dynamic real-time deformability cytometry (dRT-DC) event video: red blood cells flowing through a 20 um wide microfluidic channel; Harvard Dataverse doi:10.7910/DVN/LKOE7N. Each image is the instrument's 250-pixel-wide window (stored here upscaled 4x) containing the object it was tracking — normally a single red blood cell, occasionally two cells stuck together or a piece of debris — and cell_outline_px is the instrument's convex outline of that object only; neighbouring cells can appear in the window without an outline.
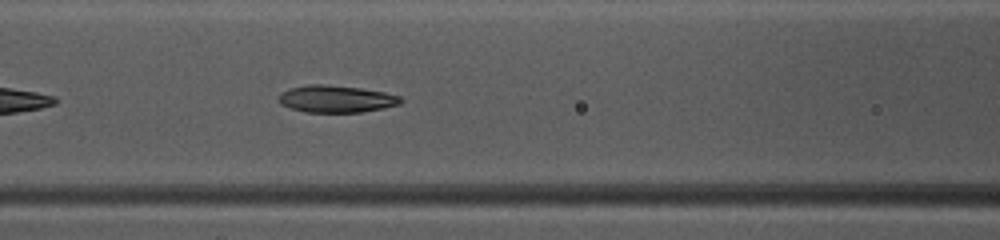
{"species": "common noctule bat (a hibernating species)", "species_latin": "Nyctalus noctula", "temperature_condition": "warm", "stored_images_in_passage": 29, "camera_frame_rate_fps": 3000, "um_per_image_px": 0.085, "animal": {"sex": "female", "body_mass_g": 10.0, "forearm_length_mm": 53.1}, "frame": {"image": 1, "passage_image": 8, "time_ms": 2.333, "image_size_px": [1000, 240], "cell_outline_px": [[404, 100], [400, 104], [384, 108], [360, 112], [304, 112], [280, 104], [280, 96], [288, 88], [308, 84], [324, 84], [360, 88], [384, 92], [400, 96]], "centroid_in_image_um": [28.61, 8.4], "position_along_channel_um": 138.0, "area_um2": 19.19}}
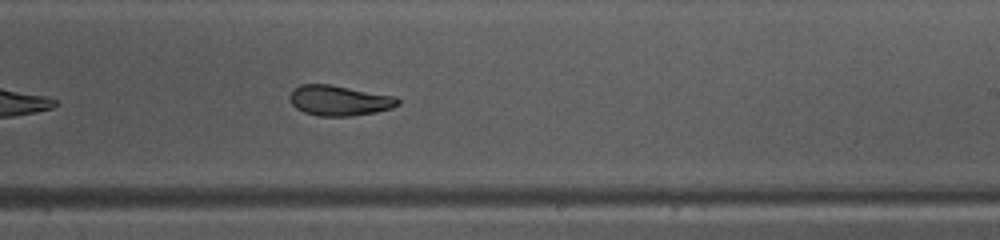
{"frame": {"image": 2, "passage_image": 17, "time_ms": 5.333, "image_size_px": [1000, 240], "cell_outline_px": [[400, 104], [392, 108], [376, 112], [352, 116], [320, 116], [304, 112], [296, 108], [292, 104], [292, 92], [300, 84], [328, 84], [396, 96], [400, 100]], "centroid_in_image_um": [28.9, 8.55], "position_along_channel_um": 260.1, "area_um2": 18.9}}
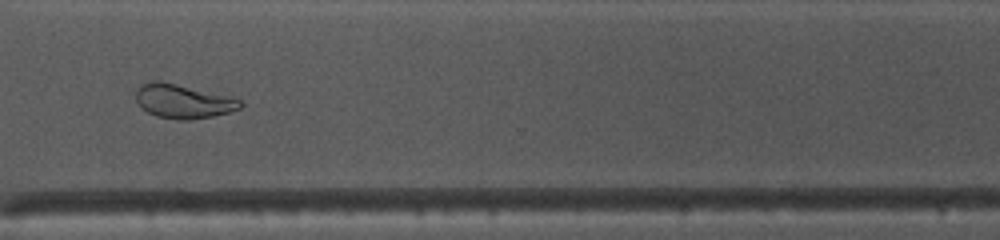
{"frame": {"image": 3, "passage_image": 24, "time_ms": 7.667, "image_size_px": [1000, 240], "cell_outline_px": [[244, 104], [240, 108], [228, 112], [212, 116], [188, 120], [180, 120], [156, 116], [148, 112], [136, 100], [136, 92], [140, 84], [152, 80], [160, 80], [240, 100]], "centroid_in_image_um": [15.51, 8.61], "position_along_channel_um": 355.1, "area_um2": 20.17}, "authors_computed_cell_mechanics": {"area_um2": 19.4208, "velocity_mm_per_s": 4.079, "shape_relaxation_time_tau1_ms": 3.9016, "shape_relaxation_time_tau2_ms": 2.4659, "deformation_change_tau1": 0.1629, "deformation_change_tau2": 0.0893}}